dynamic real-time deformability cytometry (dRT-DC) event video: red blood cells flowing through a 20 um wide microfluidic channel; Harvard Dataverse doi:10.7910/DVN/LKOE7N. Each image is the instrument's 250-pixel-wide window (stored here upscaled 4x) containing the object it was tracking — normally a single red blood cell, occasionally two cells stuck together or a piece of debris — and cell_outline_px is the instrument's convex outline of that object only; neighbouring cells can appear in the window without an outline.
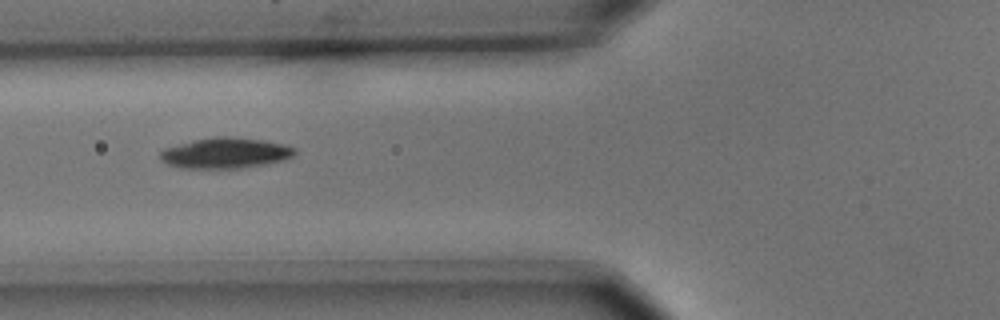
{"species": "common noctule bat (a hibernating species)", "species_latin": "Nyctalus noctula", "temperature_condition": "cold", "stored_images_in_passage": 7, "camera_frame_rate_fps": 3000, "um_per_image_px": 0.085, "animal": {"sex": "male", "body_mass_g": 15.6}, "frame": {"image": 1, "passage_image": 4, "time_ms": 1.0, "image_size_px": [1000, 320], "cell_outline_px": [[296, 152], [292, 156], [284, 160], [264, 164], [240, 168], [180, 168], [168, 164], [160, 160], [160, 152], [164, 148], [192, 140], [212, 136], [228, 136], [264, 140], [284, 144], [296, 148]], "centroid_in_image_um": [19.14, 13.0], "position_along_channel_um": 106.7, "area_um2": 24.16}}
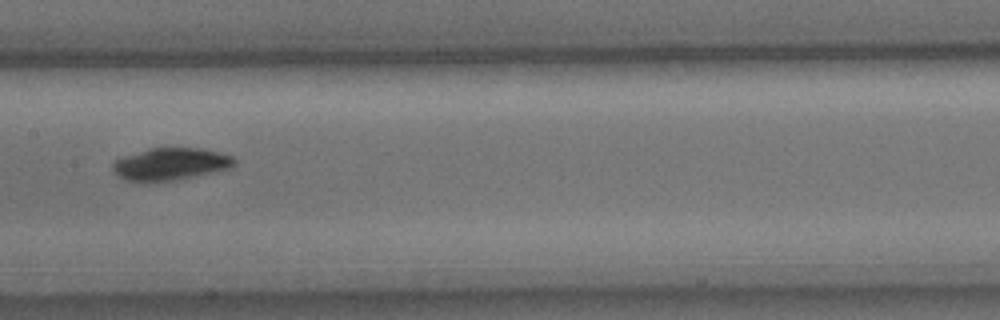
{"frame": {"image": 2, "passage_image": 6, "time_ms": 1.667, "image_size_px": [1000, 320], "cell_outline_px": [[236, 164], [232, 168], [172, 180], [144, 184], [124, 180], [112, 172], [112, 164], [116, 160], [124, 156], [148, 148], [200, 148], [220, 152], [232, 156], [236, 160]], "centroid_in_image_um": [14.45, 13.96], "position_along_channel_um": 193.0, "area_um2": 23.24}}
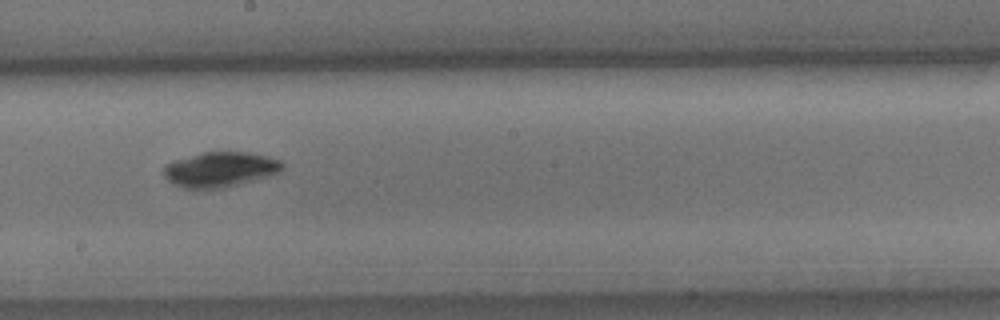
{"frame": {"image": 3, "passage_image": 7, "time_ms": 2.0, "image_size_px": [1000, 320], "cell_outline_px": [[284, 168], [280, 172], [224, 188], [184, 188], [168, 180], [164, 176], [164, 168], [172, 160], [200, 152], [248, 152], [280, 160], [284, 164]], "centroid_in_image_um": [18.7, 14.39], "position_along_channel_um": 229.5, "area_um2": 23.99}}